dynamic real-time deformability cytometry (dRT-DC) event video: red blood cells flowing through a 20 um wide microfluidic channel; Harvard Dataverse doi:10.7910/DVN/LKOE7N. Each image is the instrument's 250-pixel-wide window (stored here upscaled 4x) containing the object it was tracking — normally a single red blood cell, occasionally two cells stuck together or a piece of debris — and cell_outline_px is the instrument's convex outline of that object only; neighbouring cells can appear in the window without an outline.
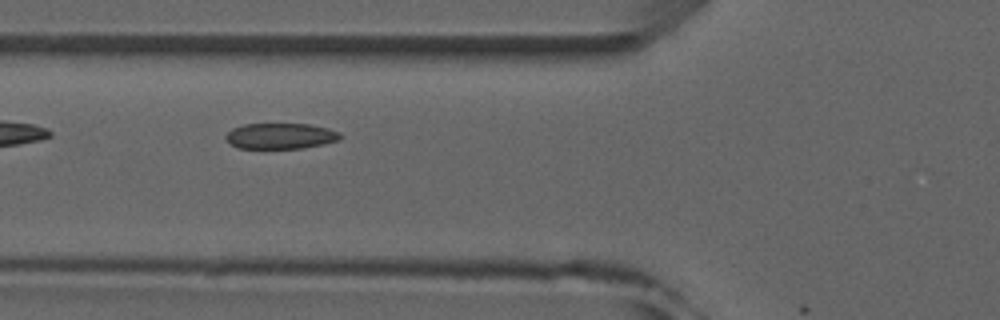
{"species": "common noctule bat (a hibernating species)", "species_latin": "Nyctalus noctula", "temperature_condition": "room temperature", "stored_images_in_passage": 7, "camera_frame_rate_fps": 3000, "um_per_image_px": 0.085, "animal": {"sex": "male", "forearm_length_mm": 52.5}, "frame": {"image": 1, "passage_image": 4, "time_ms": 3.667, "image_size_px": [1000, 320], "cell_outline_px": [[344, 136], [340, 140], [324, 144], [304, 148], [236, 148], [224, 136], [232, 128], [244, 124], [308, 124], [328, 128], [340, 132]], "centroid_in_image_um": [23.89, 11.56], "position_along_channel_um": 101.9, "area_um2": 17.28}}
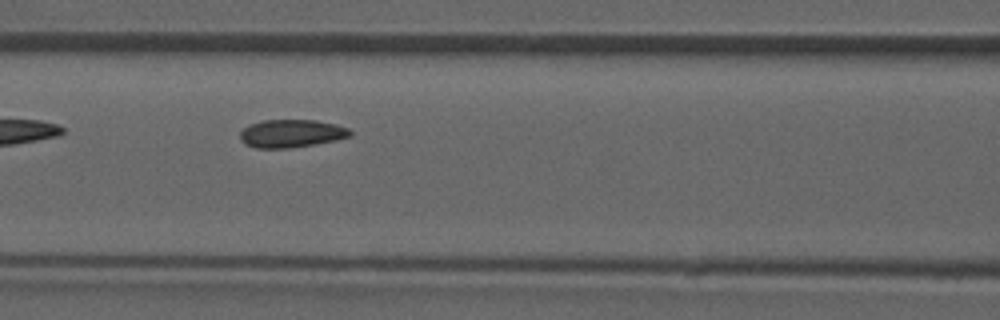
{"frame": {"image": 2, "passage_image": 5, "time_ms": 4.667, "image_size_px": [1000, 320], "cell_outline_px": [[352, 136], [336, 140], [292, 148], [256, 148], [244, 144], [240, 140], [240, 132], [248, 124], [264, 120], [316, 120], [336, 124], [348, 128], [352, 132]], "centroid_in_image_um": [24.76, 11.35], "position_along_channel_um": 141.8, "area_um2": 18.09}}